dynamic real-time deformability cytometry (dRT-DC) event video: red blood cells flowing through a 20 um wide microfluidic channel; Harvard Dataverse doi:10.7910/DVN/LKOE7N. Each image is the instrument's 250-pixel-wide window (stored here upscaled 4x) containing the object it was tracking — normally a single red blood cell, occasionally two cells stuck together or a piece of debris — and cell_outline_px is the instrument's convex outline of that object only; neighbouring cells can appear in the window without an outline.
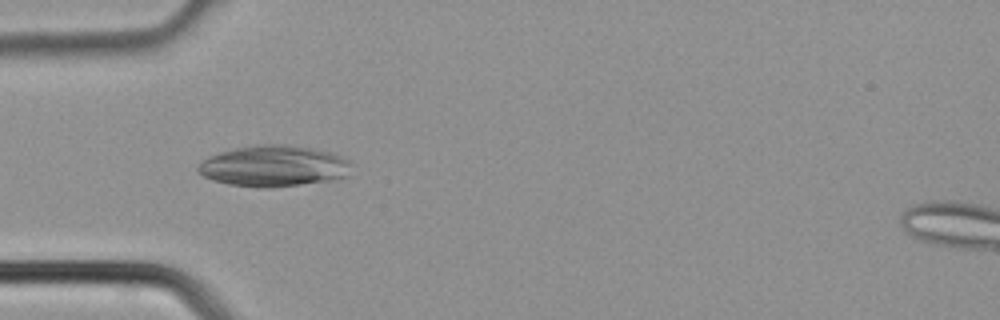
{"species": "common noctule bat (a hibernating species)", "species_latin": "Nyctalus noctula", "temperature_condition": "cold", "stored_images_in_passage": 2, "camera_frame_rate_fps": 3000, "um_per_image_px": 0.085, "animal": {"sex": "male", "body_mass_g": 21.5, "forearm_length_mm": 52.0}, "frame": {"image": 1, "passage_image": 2, "time_ms": 0.333, "image_size_px": [1000, 320], "cell_outline_px": [[352, 176], [336, 180], [272, 188], [260, 188], [228, 184], [212, 180], [196, 172], [196, 168], [208, 156], [220, 152], [236, 148], [260, 144], [284, 144], [332, 152], [348, 160], [352, 164]], "centroid_in_image_um": [23.32, 14.13], "position_along_channel_um": 61.7, "area_um2": 37.28}}